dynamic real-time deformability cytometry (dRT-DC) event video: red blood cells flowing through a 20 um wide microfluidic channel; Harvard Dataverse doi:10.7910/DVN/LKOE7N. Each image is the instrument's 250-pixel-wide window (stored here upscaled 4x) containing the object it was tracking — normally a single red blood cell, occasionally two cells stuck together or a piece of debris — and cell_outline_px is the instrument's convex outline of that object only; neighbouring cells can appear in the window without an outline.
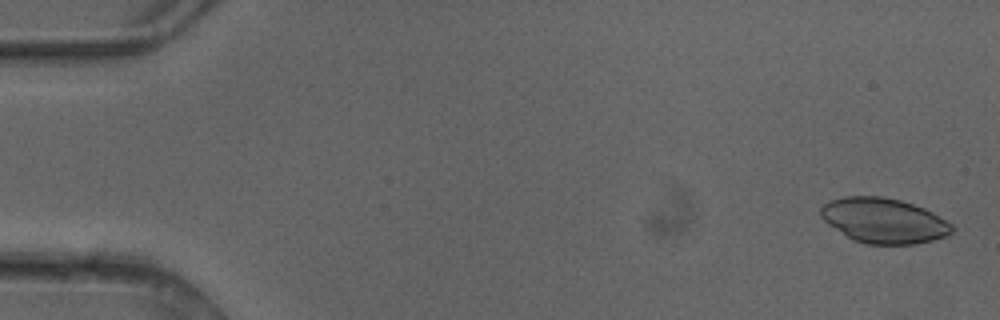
{"species": "common noctule bat (a hibernating species)", "species_latin": "Nyctalus noctula", "temperature_condition": "cold", "stored_images_in_passage": 5, "camera_frame_rate_fps": 3000, "um_per_image_px": 0.085, "animal": {"sex": "female"}, "frame": {"image": 1, "passage_image": 1, "time_ms": 0.0, "image_size_px": [1000, 320], "cell_outline_px": [[956, 228], [948, 236], [916, 244], [868, 244], [852, 240], [828, 224], [820, 216], [820, 208], [828, 200], [844, 196], [880, 196], [900, 200], [924, 208], [932, 212], [952, 224]], "centroid_in_image_um": [75.12, 18.75], "position_along_channel_um": 9.9, "area_um2": 34.62}}